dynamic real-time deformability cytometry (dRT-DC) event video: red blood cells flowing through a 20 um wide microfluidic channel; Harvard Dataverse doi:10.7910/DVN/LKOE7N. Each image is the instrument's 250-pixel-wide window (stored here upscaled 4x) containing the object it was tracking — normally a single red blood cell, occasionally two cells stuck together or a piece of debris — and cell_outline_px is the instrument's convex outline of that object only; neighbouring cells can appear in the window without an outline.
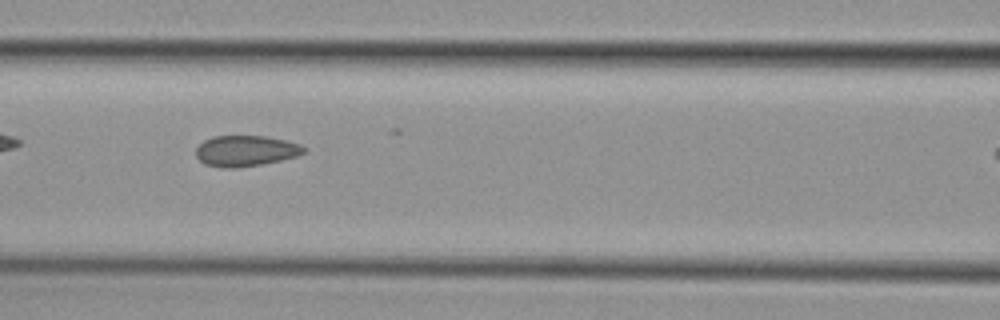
{"species": "common noctule bat (a hibernating species)", "species_latin": "Nyctalus noctula", "temperature_condition": "cold", "stored_images_in_passage": 30, "camera_frame_rate_fps": 3000, "um_per_image_px": 0.085, "animal": {"sex": "female", "body_mass_g": 29.2, "forearm_length_mm": 56.3}, "frame": {"image": 1, "passage_image": 9, "time_ms": 2.667, "image_size_px": [1000, 320], "cell_outline_px": [[308, 148], [304, 152], [296, 156], [280, 160], [260, 164], [236, 168], [220, 168], [204, 164], [196, 156], [196, 148], [204, 140], [212, 136], [264, 136], [284, 140], [300, 144]], "centroid_in_image_um": [20.86, 12.82], "position_along_channel_um": 145.7, "area_um2": 19.36}}
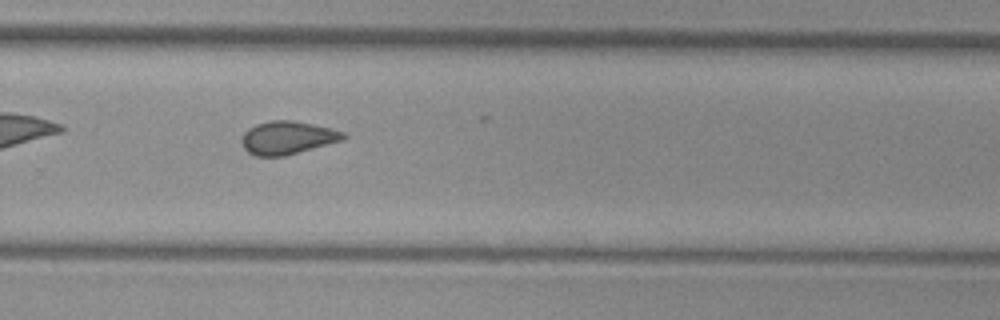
{"frame": {"image": 2, "passage_image": 22, "time_ms": 7.0, "image_size_px": [1000, 320], "cell_outline_px": [[348, 136], [344, 140], [284, 156], [256, 156], [248, 152], [244, 148], [240, 140], [244, 132], [248, 128], [256, 124], [272, 120], [292, 120], [332, 128], [344, 132]], "centroid_in_image_um": [24.44, 11.7], "position_along_channel_um": 305.4, "area_um2": 19.71}}